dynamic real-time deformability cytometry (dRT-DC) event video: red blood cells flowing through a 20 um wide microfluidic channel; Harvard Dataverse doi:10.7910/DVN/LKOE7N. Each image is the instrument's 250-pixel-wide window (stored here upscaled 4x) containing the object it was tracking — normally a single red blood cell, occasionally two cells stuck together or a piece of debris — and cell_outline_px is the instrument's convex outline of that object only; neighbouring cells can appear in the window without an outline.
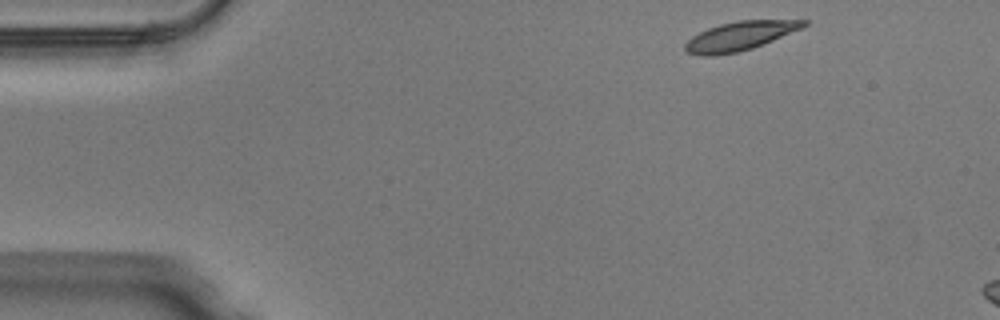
{"species": "Egyptian fruit bat (a non-hibernating species)", "species_latin": "Rousettus aegyptiacus", "temperature_condition": "warm", "stored_images_in_passage": 8, "camera_frame_rate_fps": 3000, "um_per_image_px": 0.085, "animal": {"sex": "male"}, "frame": {"image": 1, "passage_image": 1, "time_ms": 0.0, "image_size_px": [1000, 320], "cell_outline_px": [[808, 24], [804, 28], [764, 44], [740, 52], [716, 56], [700, 56], [688, 52], [684, 48], [684, 44], [692, 36], [708, 28], [720, 24], [736, 20], [808, 20]], "centroid_in_image_um": [62.91, 3.07], "position_along_channel_um": 22.1, "area_um2": 20.23}}